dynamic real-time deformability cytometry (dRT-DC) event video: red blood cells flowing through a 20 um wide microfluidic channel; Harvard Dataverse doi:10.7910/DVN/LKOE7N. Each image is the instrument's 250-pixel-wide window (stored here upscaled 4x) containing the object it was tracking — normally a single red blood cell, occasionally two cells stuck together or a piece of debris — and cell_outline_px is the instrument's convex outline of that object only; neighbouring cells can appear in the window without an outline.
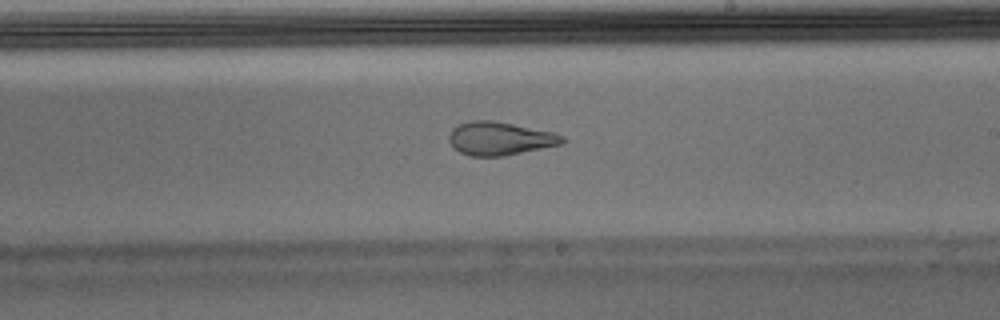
{"species": "Egyptian fruit bat (a non-hibernating species)", "species_latin": "Rousettus aegyptiacus", "temperature_condition": "warm", "stored_images_in_passage": 52, "camera_frame_rate_fps": 3000, "um_per_image_px": 0.085, "animal": {"sex": "male"}, "frame": {"image": 1, "passage_image": 30, "time_ms": 9.667, "image_size_px": [1000, 320], "cell_outline_px": [[564, 144], [504, 156], [472, 156], [460, 152], [452, 148], [448, 140], [448, 136], [452, 128], [456, 124], [472, 120], [492, 120], [552, 132], [564, 136]], "centroid_in_image_um": [42.45, 11.77], "position_along_channel_um": 246.6, "area_um2": 22.14}, "authors_computed_cell_mechanics": {"area_um2": 23.3512, "velocity_mm_per_s": 3.7841, "shape_relaxation_time_tau1_ms": null, "shape_relaxation_time_tau2_ms": 1.4545, "deformation_change_tau1": null, "deformation_change_tau2": 0.0879}}